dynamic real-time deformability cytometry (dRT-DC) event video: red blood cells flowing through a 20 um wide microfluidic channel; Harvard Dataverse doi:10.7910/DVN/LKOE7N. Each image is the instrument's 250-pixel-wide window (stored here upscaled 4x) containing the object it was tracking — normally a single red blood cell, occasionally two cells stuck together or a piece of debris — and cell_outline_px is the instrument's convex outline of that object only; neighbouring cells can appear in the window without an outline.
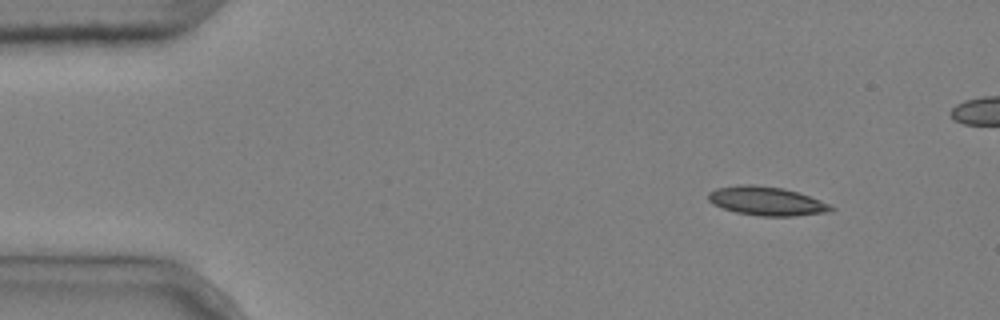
{"species": "common noctule bat (a hibernating species)", "species_latin": "Nyctalus noctula", "temperature_condition": "cold", "stored_images_in_passage": 6, "camera_frame_rate_fps": 3000, "um_per_image_px": 0.085, "animal": {"sex": "male", "body_mass_g": 20.4}, "frame": {"image": 1, "passage_image": 1, "time_ms": 0.0, "image_size_px": [1000, 320], "cell_outline_px": [[836, 208], [832, 212], [792, 216], [760, 216], [736, 212], [712, 204], [708, 200], [708, 192], [716, 188], [740, 184], [752, 184], [784, 188], [820, 200]], "centroid_in_image_um": [65.15, 17.09], "position_along_channel_um": 19.9, "area_um2": 20.63}}